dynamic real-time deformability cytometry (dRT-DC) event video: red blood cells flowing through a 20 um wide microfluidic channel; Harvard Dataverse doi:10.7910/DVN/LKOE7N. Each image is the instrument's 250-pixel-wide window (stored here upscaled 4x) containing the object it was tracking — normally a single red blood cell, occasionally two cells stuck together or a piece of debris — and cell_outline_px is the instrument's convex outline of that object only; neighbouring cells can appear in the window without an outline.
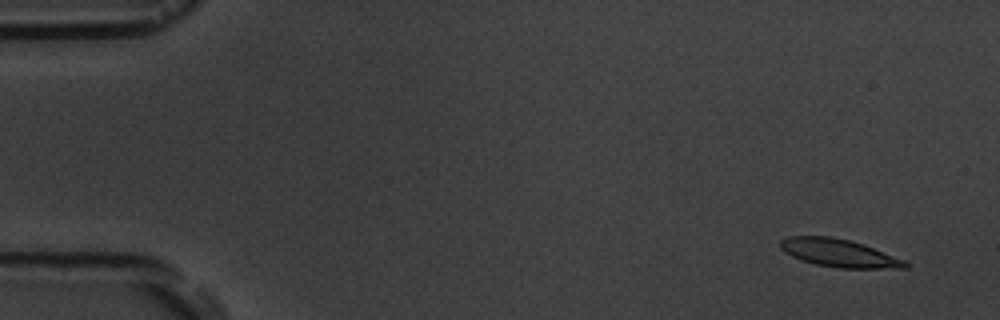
{"species": "common noctule bat (a hibernating species)", "species_latin": "Nyctalus noctula", "temperature_condition": "room temperature", "stored_images_in_passage": 5, "camera_frame_rate_fps": 3000, "um_per_image_px": 0.085, "animal": {"sex": "male", "body_mass_g": 19.5, "forearm_length_mm": 54.6}, "frame": {"image": 1, "passage_image": 1, "time_ms": 0.0, "image_size_px": [1000, 320], "cell_outline_px": [[908, 268], [840, 268], [816, 264], [800, 260], [784, 252], [780, 248], [780, 240], [788, 236], [832, 236], [864, 244], [904, 260], [908, 264]], "centroid_in_image_um": [71.28, 21.5], "position_along_channel_um": 13.7, "area_um2": 20.23}}
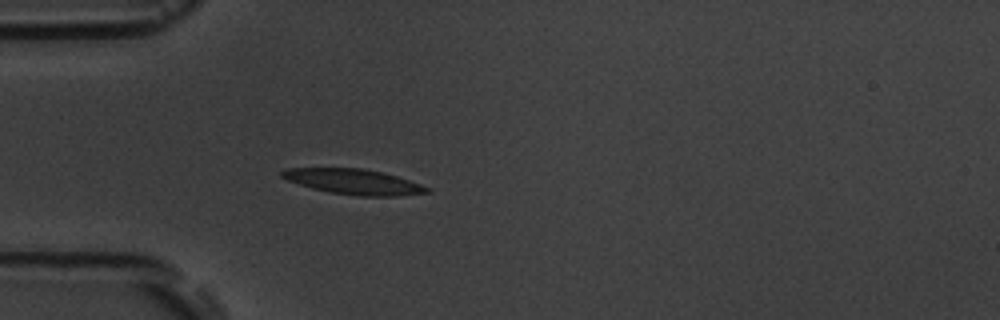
{"frame": {"image": 2, "passage_image": 5, "time_ms": 4.333, "image_size_px": [1000, 320], "cell_outline_px": [[432, 192], [396, 196], [360, 196], [332, 192], [312, 188], [288, 180], [280, 176], [280, 172], [288, 168], [364, 168], [396, 176], [432, 188]], "centroid_in_image_um": [30.09, 15.44], "position_along_channel_um": 54.9, "area_um2": 21.15}}